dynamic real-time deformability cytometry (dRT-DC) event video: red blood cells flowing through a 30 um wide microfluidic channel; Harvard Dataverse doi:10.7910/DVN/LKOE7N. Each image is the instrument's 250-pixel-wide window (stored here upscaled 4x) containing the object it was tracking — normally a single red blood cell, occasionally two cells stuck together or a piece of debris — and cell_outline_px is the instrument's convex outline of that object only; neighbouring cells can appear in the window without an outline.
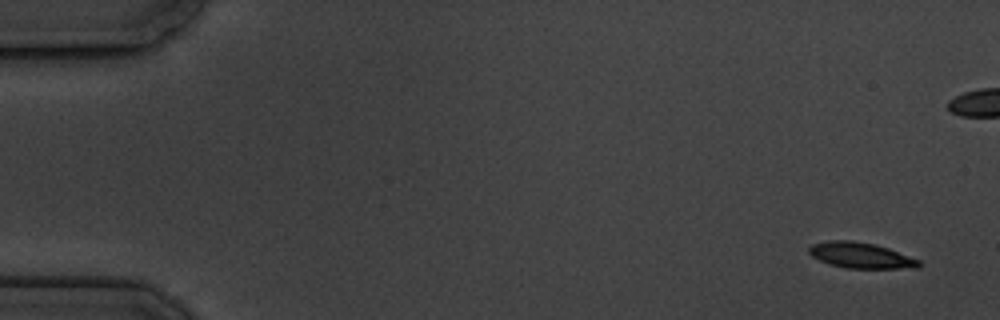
{"species": "common noctule bat (a hibernating species)", "species_latin": "Nyctalus noctula", "temperature_condition": "cold", "stored_images_in_passage": 6, "camera_frame_rate_fps": 3000, "um_per_image_px": 0.085, "animal": {"sex": "male", "body_mass_g": 19.5, "forearm_length_mm": 54.6}, "frame": {"image": 1, "passage_image": 1, "time_ms": 0.0, "image_size_px": [1000, 320], "cell_outline_px": [[920, 268], [848, 268], [832, 264], [820, 260], [812, 256], [808, 252], [808, 248], [812, 244], [828, 240], [852, 240], [876, 244], [888, 248], [920, 260]], "centroid_in_image_um": [73.17, 21.69], "position_along_channel_um": 11.8, "area_um2": 16.42}}